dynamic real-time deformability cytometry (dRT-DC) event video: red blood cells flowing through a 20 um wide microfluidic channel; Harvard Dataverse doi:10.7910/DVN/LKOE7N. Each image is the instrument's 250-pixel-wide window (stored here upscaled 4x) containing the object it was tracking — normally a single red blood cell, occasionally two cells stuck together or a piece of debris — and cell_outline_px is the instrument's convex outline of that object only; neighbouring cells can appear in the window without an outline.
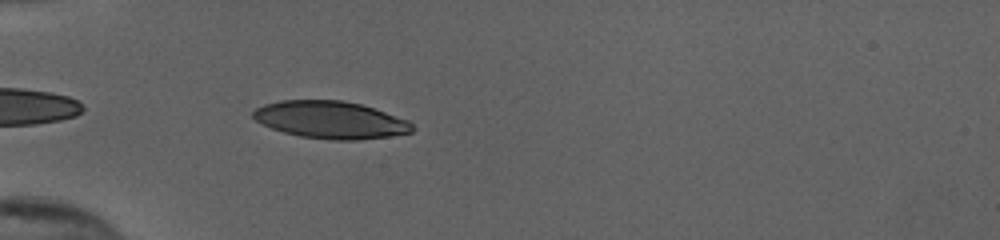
{"species": "human", "species_latin": "Homo sapiens", "temperature_condition": "cold", "stored_images_in_passage": 34, "camera_frame_rate_fps": 3000, "um_per_image_px": 0.085, "donor": {"sex": "female"}, "frame": {"image": 1, "passage_image": 2, "time_ms": 0.333, "image_size_px": [1000, 240], "cell_outline_px": [[412, 132], [392, 136], [360, 140], [332, 140], [300, 136], [284, 132], [272, 128], [256, 120], [252, 116], [252, 112], [256, 108], [264, 104], [280, 100], [340, 100], [360, 104], [408, 120], [412, 124]], "centroid_in_image_um": [28.09, 10.19], "position_along_channel_um": 56.9, "area_um2": 34.45}}
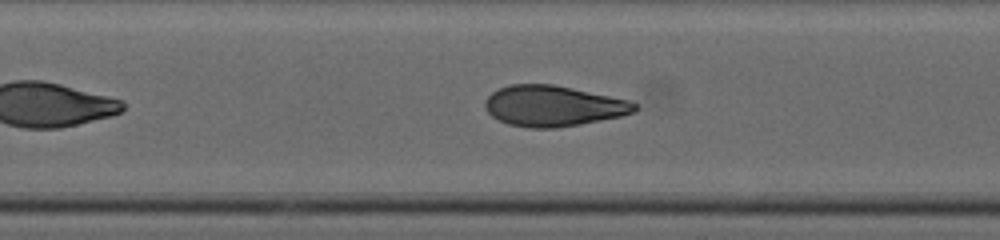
{"frame": {"image": 2, "passage_image": 11, "time_ms": 3.333, "image_size_px": [1000, 240], "cell_outline_px": [[636, 108], [632, 112], [620, 116], [580, 124], [556, 128], [528, 128], [508, 124], [492, 116], [484, 108], [484, 100], [492, 92], [508, 84], [552, 84], [572, 88], [628, 100], [636, 104]], "centroid_in_image_um": [46.95, 9.0], "position_along_channel_um": 160.4, "area_um2": 35.26}}
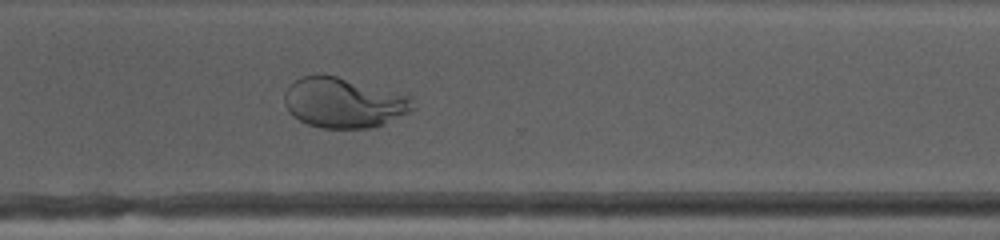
{"frame": {"image": 3, "passage_image": 25, "time_ms": 8.0, "image_size_px": [1000, 240], "cell_outline_px": [[416, 108], [376, 128], [320, 128], [308, 124], [292, 116], [288, 112], [284, 104], [284, 92], [288, 84], [300, 76], [316, 72], [336, 76], [412, 96]], "centroid_in_image_um": [29.17, 8.71], "position_along_channel_um": 341.4, "area_um2": 38.21}, "authors_computed_cell_mechanics": {"area_um2": 35.9516, "velocity_mm_per_s": 3.8881, "shape_relaxation_time_tau1_ms": 4.2105, "shape_relaxation_time_tau2_ms": null, "deformation_change_tau1": 0.2079, "deformation_change_tau2": null}}